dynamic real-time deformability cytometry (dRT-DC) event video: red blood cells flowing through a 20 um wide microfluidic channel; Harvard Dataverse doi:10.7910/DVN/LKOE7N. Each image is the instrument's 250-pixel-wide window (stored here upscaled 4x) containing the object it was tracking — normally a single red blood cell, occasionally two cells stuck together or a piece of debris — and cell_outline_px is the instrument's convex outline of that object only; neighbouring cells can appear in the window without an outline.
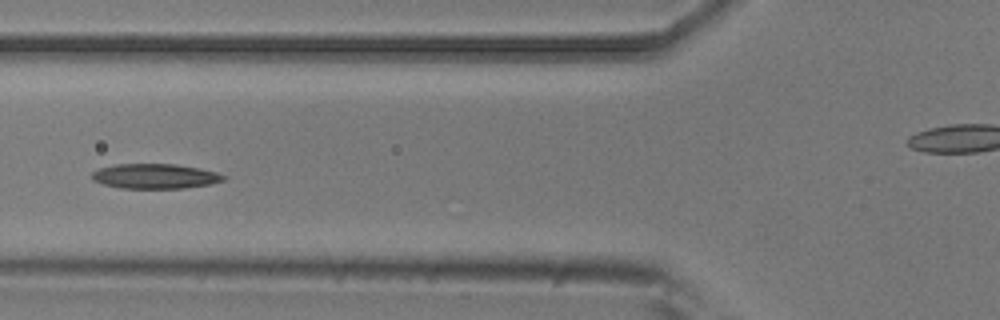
{"species": "common noctule bat (a hibernating species)", "species_latin": "Nyctalus noctula", "temperature_condition": "room temperature", "stored_images_in_passage": 8, "segment_of_instrument_passage": [1, 2], "camera_frame_rate_fps": 3000, "um_per_image_px": 0.085, "animal": {"sex": "male", "body_mass_g": 20.5, "forearm_length_mm": 52.5}, "frame": {"image": 1, "passage_image": 3, "time_ms": 0.667, "image_size_px": [1000, 320], "cell_outline_px": [[228, 176], [224, 180], [212, 184], [184, 188], [120, 188], [104, 184], [92, 180], [92, 172], [100, 168], [116, 164], [176, 164], [200, 168], [216, 172]], "centroid_in_image_um": [13.21, 14.98], "position_along_channel_um": 112.6, "area_um2": 19.13}}
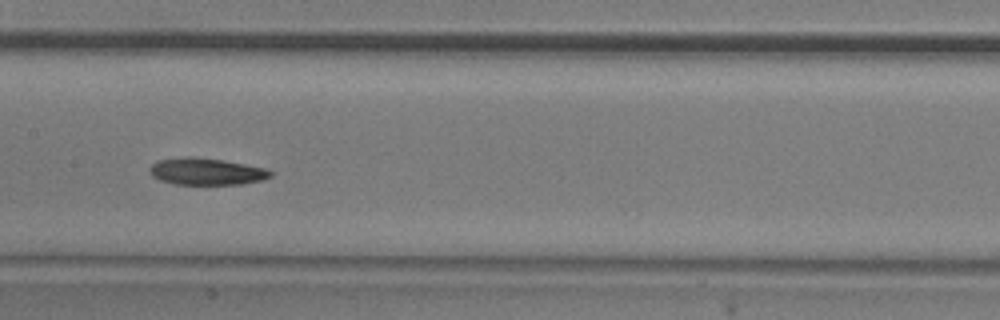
{"frame": {"image": 2, "passage_image": 5, "time_ms": 1.333, "image_size_px": [1000, 320], "cell_outline_px": [[272, 176], [260, 180], [240, 184], [176, 184], [160, 180], [152, 176], [148, 168], [156, 160], [184, 156], [192, 156], [224, 160], [264, 168], [272, 172]], "centroid_in_image_um": [17.48, 14.56], "position_along_channel_um": 189.9, "area_um2": 18.9}}
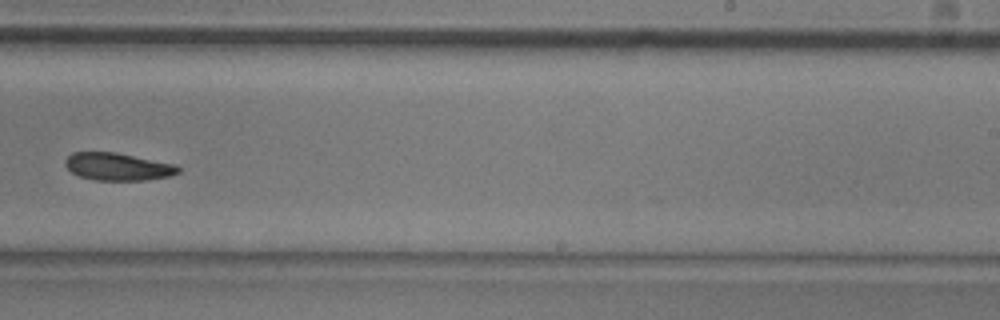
{"frame": {"image": 3, "passage_image": 7, "time_ms": 2.0, "image_size_px": [1000, 320], "cell_outline_px": [[180, 172], [168, 176], [148, 180], [96, 180], [80, 176], [72, 172], [64, 164], [64, 160], [72, 152], [116, 152], [176, 164], [180, 168]], "centroid_in_image_um": [10.02, 14.16], "position_along_channel_um": 279.0, "area_um2": 18.15}}